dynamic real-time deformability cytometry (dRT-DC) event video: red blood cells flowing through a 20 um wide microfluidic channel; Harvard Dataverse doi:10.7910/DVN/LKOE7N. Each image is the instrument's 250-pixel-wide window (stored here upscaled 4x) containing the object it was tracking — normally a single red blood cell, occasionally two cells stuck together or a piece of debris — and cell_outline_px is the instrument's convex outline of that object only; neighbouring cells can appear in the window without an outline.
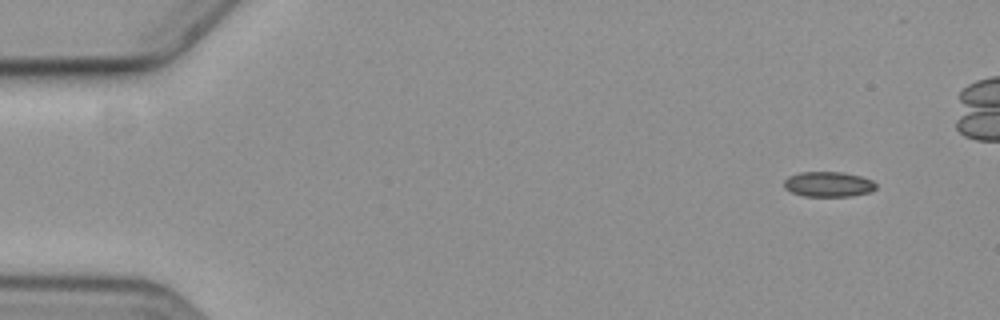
{"species": "common noctule bat (a hibernating species)", "species_latin": "Nyctalus noctula", "temperature_condition": "cold", "stored_images_in_passage": 9, "camera_frame_rate_fps": 3000, "um_per_image_px": 0.085, "animal": {"sex": "female", "body_mass_g": 19.3, "forearm_length_mm": 54.1}, "frame": {"image": 1, "passage_image": 1, "time_ms": 0.0, "image_size_px": [1000, 320], "cell_outline_px": [[876, 188], [868, 192], [852, 196], [804, 196], [792, 192], [784, 188], [784, 180], [788, 176], [800, 172], [844, 172], [860, 176], [872, 180], [876, 184]], "centroid_in_image_um": [70.39, 15.65], "position_along_channel_um": 14.6, "area_um2": 13.47}}
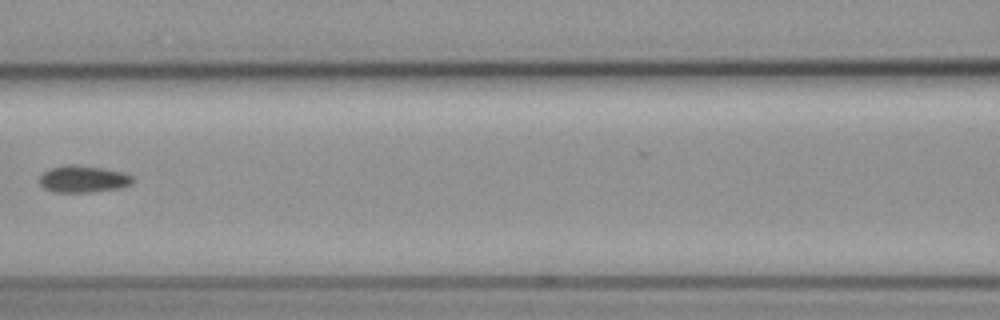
{"frame": {"image": 2, "passage_image": 7, "time_ms": 7.333, "image_size_px": [1000, 320], "cell_outline_px": [[132, 184], [120, 188], [92, 192], [52, 192], [44, 188], [40, 184], [40, 176], [48, 168], [68, 164], [72, 164], [104, 168], [124, 172], [132, 176]], "centroid_in_image_um": [7.06, 15.21], "position_along_channel_um": 159.5, "area_um2": 14.74}}
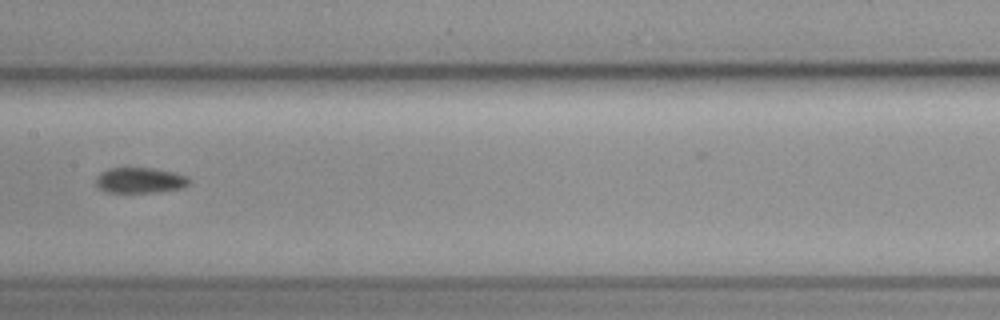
{"frame": {"image": 3, "passage_image": 8, "time_ms": 8.333, "image_size_px": [1000, 320], "cell_outline_px": [[192, 180], [184, 188], [156, 192], [108, 192], [96, 188], [96, 176], [100, 172], [108, 168], [156, 168], [188, 176]], "centroid_in_image_um": [11.9, 15.32], "position_along_channel_um": 195.5, "area_um2": 14.1}}